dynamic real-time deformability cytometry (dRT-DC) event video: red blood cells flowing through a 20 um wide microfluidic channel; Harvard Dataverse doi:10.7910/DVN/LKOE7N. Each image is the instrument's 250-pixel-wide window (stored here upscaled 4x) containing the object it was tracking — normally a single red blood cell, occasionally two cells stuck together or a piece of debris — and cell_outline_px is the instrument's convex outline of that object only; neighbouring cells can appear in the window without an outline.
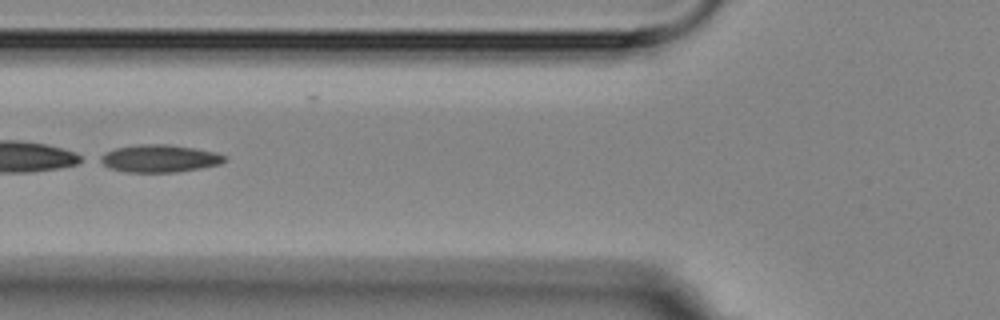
{"species": "Egyptian fruit bat (a non-hibernating species)", "species_latin": "Rousettus aegyptiacus", "temperature_condition": "room temperature", "stored_images_in_passage": 10, "segment_of_instrument_passage": [2, 2], "camera_frame_rate_fps": 3000, "um_per_image_px": 0.085, "animal": {"sex": "female"}, "frame": {"image": 1, "passage_image": 5, "time_ms": 4.667, "image_size_px": [1000, 320], "cell_outline_px": [[228, 160], [220, 164], [200, 168], [176, 172], [128, 172], [108, 168], [96, 160], [96, 156], [104, 152], [116, 148], [136, 144], [164, 144], [192, 148], [216, 152], [224, 156]], "centroid_in_image_um": [13.47, 13.47], "position_along_channel_um": 112.3, "area_um2": 20.11}}
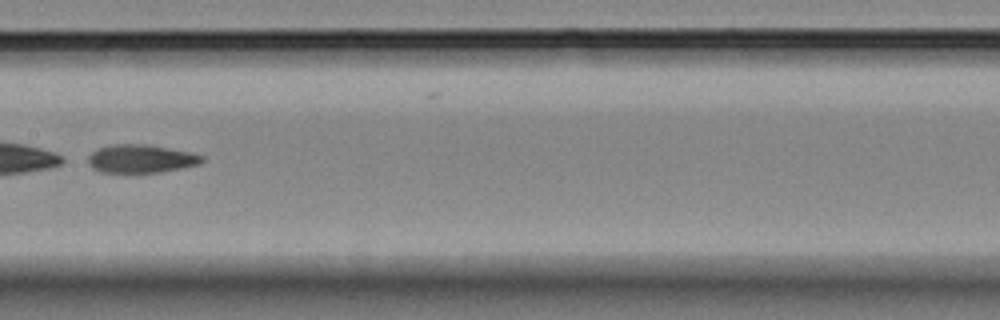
{"frame": {"image": 2, "passage_image": 7, "time_ms": 7.0, "image_size_px": [1000, 320], "cell_outline_px": [[204, 160], [200, 164], [184, 168], [160, 172], [100, 172], [92, 168], [88, 164], [88, 156], [92, 152], [100, 148], [112, 144], [148, 144], [192, 152], [204, 156]], "centroid_in_image_um": [12.02, 13.49], "position_along_channel_um": 195.4, "area_um2": 18.9}}
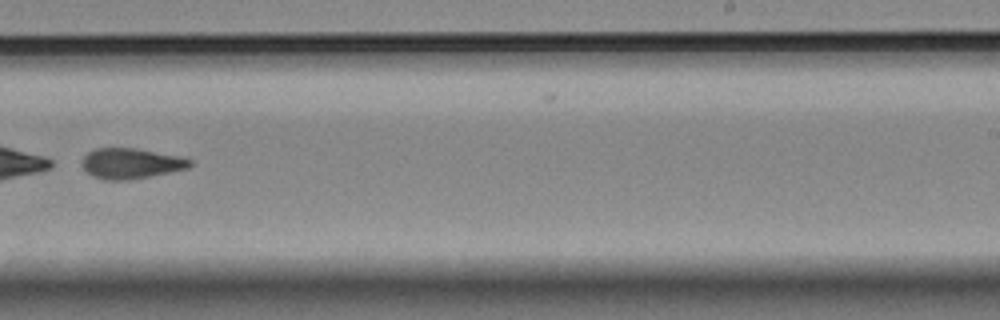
{"frame": {"image": 3, "passage_image": 9, "time_ms": 9.333, "image_size_px": [1000, 320], "cell_outline_px": [[192, 164], [188, 168], [128, 180], [108, 180], [92, 176], [80, 164], [84, 156], [88, 152], [96, 148], [136, 148], [180, 156], [192, 160]], "centroid_in_image_um": [11.11, 13.88], "position_along_channel_um": 277.9, "area_um2": 19.02}}